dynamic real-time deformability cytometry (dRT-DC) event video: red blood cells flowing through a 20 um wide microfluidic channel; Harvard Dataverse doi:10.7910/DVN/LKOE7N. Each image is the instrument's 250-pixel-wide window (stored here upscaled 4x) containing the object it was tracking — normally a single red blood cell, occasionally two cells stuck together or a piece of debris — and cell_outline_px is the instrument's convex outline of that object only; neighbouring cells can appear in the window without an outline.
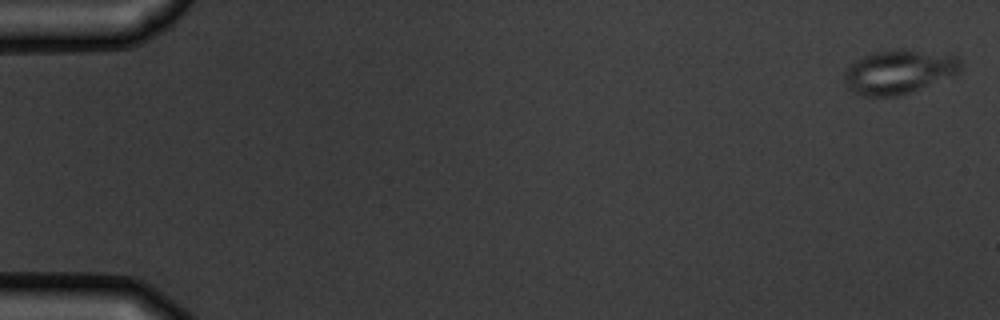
{"species": "common noctule bat (a hibernating species)", "species_latin": "Nyctalus noctula", "temperature_condition": "warm", "stored_images_in_passage": 9, "camera_frame_rate_fps": 3000, "um_per_image_px": 0.085, "animal": {"sex": "male", "body_mass_g": 19.5, "forearm_length_mm": 54.6}, "frame": {"image": 1, "passage_image": 1, "time_ms": 0.0, "image_size_px": [1000, 320], "cell_outline_px": [[960, 68], [956, 72], [900, 96], [864, 96], [852, 92], [844, 84], [844, 72], [856, 60], [872, 52], [904, 48], [956, 56], [960, 60]], "centroid_in_image_um": [76.31, 6.09], "position_along_channel_um": 8.7, "area_um2": 29.25}}
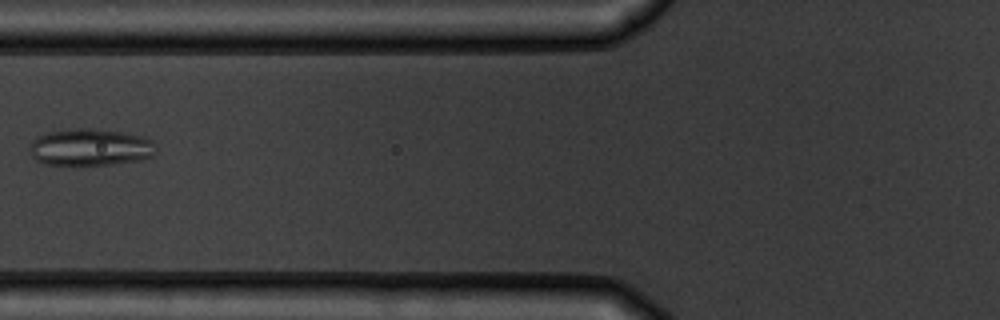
{"frame": {"image": 2, "passage_image": 7, "time_ms": 7.0, "image_size_px": [1000, 320], "cell_outline_px": [[156, 152], [152, 156], [140, 160], [112, 164], [44, 164], [36, 160], [32, 156], [28, 148], [32, 140], [36, 136], [48, 132], [76, 128], [88, 128], [120, 132], [140, 136], [152, 140]], "centroid_in_image_um": [7.63, 12.51], "position_along_channel_um": 118.2, "area_um2": 27.05}}